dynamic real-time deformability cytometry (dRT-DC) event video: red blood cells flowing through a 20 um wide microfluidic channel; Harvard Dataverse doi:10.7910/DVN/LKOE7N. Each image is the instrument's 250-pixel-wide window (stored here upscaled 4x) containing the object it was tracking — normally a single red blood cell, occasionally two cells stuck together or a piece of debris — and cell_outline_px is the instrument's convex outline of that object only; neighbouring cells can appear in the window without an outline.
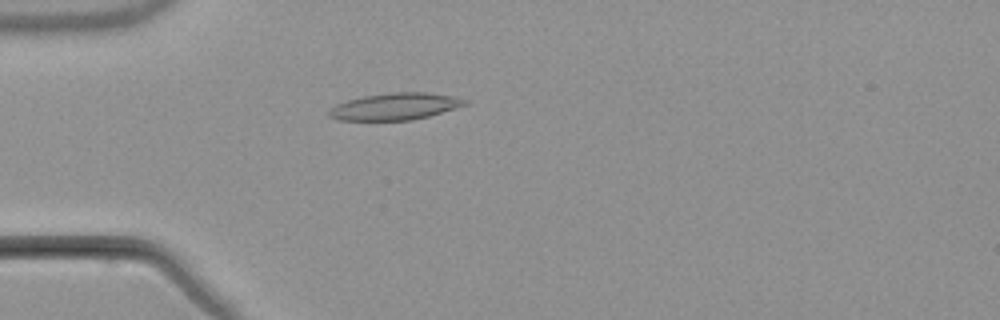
{"species": "common noctule bat (a hibernating species)", "species_latin": "Nyctalus noctula", "temperature_condition": "warm", "stored_images_in_passage": 5, "camera_frame_rate_fps": 3000, "um_per_image_px": 0.085, "animal": {"sex": "male", "body_mass_g": 21.5, "forearm_length_mm": 52.0}, "frame": {"image": 1, "passage_image": 5, "time_ms": 5.0, "image_size_px": [1000, 320], "cell_outline_px": [[468, 104], [428, 116], [412, 120], [340, 120], [328, 116], [328, 112], [336, 104], [348, 100], [364, 96], [392, 92], [424, 92], [452, 96], [468, 100]], "centroid_in_image_um": [33.58, 9.05], "position_along_channel_um": 51.4, "area_um2": 21.04}}